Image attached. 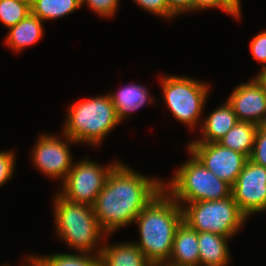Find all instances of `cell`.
Here are the masks:
<instances>
[{
	"instance_id": "obj_34",
	"label": "cell",
	"mask_w": 266,
	"mask_h": 266,
	"mask_svg": "<svg viewBox=\"0 0 266 266\" xmlns=\"http://www.w3.org/2000/svg\"><path fill=\"white\" fill-rule=\"evenodd\" d=\"M23 1H25L29 5H32L36 0H23Z\"/></svg>"
},
{
	"instance_id": "obj_12",
	"label": "cell",
	"mask_w": 266,
	"mask_h": 266,
	"mask_svg": "<svg viewBox=\"0 0 266 266\" xmlns=\"http://www.w3.org/2000/svg\"><path fill=\"white\" fill-rule=\"evenodd\" d=\"M227 102L239 121L258 125L266 112V94L253 78L233 89Z\"/></svg>"
},
{
	"instance_id": "obj_6",
	"label": "cell",
	"mask_w": 266,
	"mask_h": 266,
	"mask_svg": "<svg viewBox=\"0 0 266 266\" xmlns=\"http://www.w3.org/2000/svg\"><path fill=\"white\" fill-rule=\"evenodd\" d=\"M162 87V100L177 121L187 125L189 130L201 127V118L207 99L210 85L188 76L166 75L159 78Z\"/></svg>"
},
{
	"instance_id": "obj_24",
	"label": "cell",
	"mask_w": 266,
	"mask_h": 266,
	"mask_svg": "<svg viewBox=\"0 0 266 266\" xmlns=\"http://www.w3.org/2000/svg\"><path fill=\"white\" fill-rule=\"evenodd\" d=\"M143 11L150 12L159 18L174 19L175 16L170 12L166 0H133Z\"/></svg>"
},
{
	"instance_id": "obj_29",
	"label": "cell",
	"mask_w": 266,
	"mask_h": 266,
	"mask_svg": "<svg viewBox=\"0 0 266 266\" xmlns=\"http://www.w3.org/2000/svg\"><path fill=\"white\" fill-rule=\"evenodd\" d=\"M170 12L176 17L193 12L192 0H166Z\"/></svg>"
},
{
	"instance_id": "obj_21",
	"label": "cell",
	"mask_w": 266,
	"mask_h": 266,
	"mask_svg": "<svg viewBox=\"0 0 266 266\" xmlns=\"http://www.w3.org/2000/svg\"><path fill=\"white\" fill-rule=\"evenodd\" d=\"M31 13L43 22L65 18L81 8L80 0H36L30 5Z\"/></svg>"
},
{
	"instance_id": "obj_1",
	"label": "cell",
	"mask_w": 266,
	"mask_h": 266,
	"mask_svg": "<svg viewBox=\"0 0 266 266\" xmlns=\"http://www.w3.org/2000/svg\"><path fill=\"white\" fill-rule=\"evenodd\" d=\"M165 180L152 178L118 162L93 205L102 229L112 235L134 223L137 215L163 190Z\"/></svg>"
},
{
	"instance_id": "obj_18",
	"label": "cell",
	"mask_w": 266,
	"mask_h": 266,
	"mask_svg": "<svg viewBox=\"0 0 266 266\" xmlns=\"http://www.w3.org/2000/svg\"><path fill=\"white\" fill-rule=\"evenodd\" d=\"M44 22L36 15H29L18 24L8 28L5 44L15 52H21L27 47L38 43L44 35Z\"/></svg>"
},
{
	"instance_id": "obj_20",
	"label": "cell",
	"mask_w": 266,
	"mask_h": 266,
	"mask_svg": "<svg viewBox=\"0 0 266 266\" xmlns=\"http://www.w3.org/2000/svg\"><path fill=\"white\" fill-rule=\"evenodd\" d=\"M33 266H100L99 255L89 253H55L51 255H30Z\"/></svg>"
},
{
	"instance_id": "obj_15",
	"label": "cell",
	"mask_w": 266,
	"mask_h": 266,
	"mask_svg": "<svg viewBox=\"0 0 266 266\" xmlns=\"http://www.w3.org/2000/svg\"><path fill=\"white\" fill-rule=\"evenodd\" d=\"M100 266H152L133 241L106 243L99 254Z\"/></svg>"
},
{
	"instance_id": "obj_16",
	"label": "cell",
	"mask_w": 266,
	"mask_h": 266,
	"mask_svg": "<svg viewBox=\"0 0 266 266\" xmlns=\"http://www.w3.org/2000/svg\"><path fill=\"white\" fill-rule=\"evenodd\" d=\"M149 90L134 83H127L116 92H109L111 100L117 111V118L120 122L130 116L133 112L139 110L144 105H150L154 102V97L149 95ZM147 103V104H146Z\"/></svg>"
},
{
	"instance_id": "obj_19",
	"label": "cell",
	"mask_w": 266,
	"mask_h": 266,
	"mask_svg": "<svg viewBox=\"0 0 266 266\" xmlns=\"http://www.w3.org/2000/svg\"><path fill=\"white\" fill-rule=\"evenodd\" d=\"M257 129L258 125L254 123L238 121L217 143L249 158L254 147Z\"/></svg>"
},
{
	"instance_id": "obj_7",
	"label": "cell",
	"mask_w": 266,
	"mask_h": 266,
	"mask_svg": "<svg viewBox=\"0 0 266 266\" xmlns=\"http://www.w3.org/2000/svg\"><path fill=\"white\" fill-rule=\"evenodd\" d=\"M178 204L182 207L183 221L197 232H211L231 239L248 221L232 195L227 199Z\"/></svg>"
},
{
	"instance_id": "obj_9",
	"label": "cell",
	"mask_w": 266,
	"mask_h": 266,
	"mask_svg": "<svg viewBox=\"0 0 266 266\" xmlns=\"http://www.w3.org/2000/svg\"><path fill=\"white\" fill-rule=\"evenodd\" d=\"M38 137L31 153L32 165L48 178L62 183L74 163L70 145L77 143L65 134L62 136L64 139L47 133Z\"/></svg>"
},
{
	"instance_id": "obj_13",
	"label": "cell",
	"mask_w": 266,
	"mask_h": 266,
	"mask_svg": "<svg viewBox=\"0 0 266 266\" xmlns=\"http://www.w3.org/2000/svg\"><path fill=\"white\" fill-rule=\"evenodd\" d=\"M168 262L178 266H199L198 232L183 220L174 234Z\"/></svg>"
},
{
	"instance_id": "obj_10",
	"label": "cell",
	"mask_w": 266,
	"mask_h": 266,
	"mask_svg": "<svg viewBox=\"0 0 266 266\" xmlns=\"http://www.w3.org/2000/svg\"><path fill=\"white\" fill-rule=\"evenodd\" d=\"M186 147L209 171L231 187L249 159L219 143L189 142Z\"/></svg>"
},
{
	"instance_id": "obj_17",
	"label": "cell",
	"mask_w": 266,
	"mask_h": 266,
	"mask_svg": "<svg viewBox=\"0 0 266 266\" xmlns=\"http://www.w3.org/2000/svg\"><path fill=\"white\" fill-rule=\"evenodd\" d=\"M230 238L211 232H198L199 266H228Z\"/></svg>"
},
{
	"instance_id": "obj_8",
	"label": "cell",
	"mask_w": 266,
	"mask_h": 266,
	"mask_svg": "<svg viewBox=\"0 0 266 266\" xmlns=\"http://www.w3.org/2000/svg\"><path fill=\"white\" fill-rule=\"evenodd\" d=\"M119 161L101 165L88 157L73 163L58 193L66 200L93 206L108 174Z\"/></svg>"
},
{
	"instance_id": "obj_26",
	"label": "cell",
	"mask_w": 266,
	"mask_h": 266,
	"mask_svg": "<svg viewBox=\"0 0 266 266\" xmlns=\"http://www.w3.org/2000/svg\"><path fill=\"white\" fill-rule=\"evenodd\" d=\"M192 5L193 12L217 8L232 16L235 20L241 19V14H239L226 0H192Z\"/></svg>"
},
{
	"instance_id": "obj_31",
	"label": "cell",
	"mask_w": 266,
	"mask_h": 266,
	"mask_svg": "<svg viewBox=\"0 0 266 266\" xmlns=\"http://www.w3.org/2000/svg\"><path fill=\"white\" fill-rule=\"evenodd\" d=\"M239 14H242L240 0H226Z\"/></svg>"
},
{
	"instance_id": "obj_27",
	"label": "cell",
	"mask_w": 266,
	"mask_h": 266,
	"mask_svg": "<svg viewBox=\"0 0 266 266\" xmlns=\"http://www.w3.org/2000/svg\"><path fill=\"white\" fill-rule=\"evenodd\" d=\"M249 160L266 167V131L257 129L254 141V147L249 156Z\"/></svg>"
},
{
	"instance_id": "obj_28",
	"label": "cell",
	"mask_w": 266,
	"mask_h": 266,
	"mask_svg": "<svg viewBox=\"0 0 266 266\" xmlns=\"http://www.w3.org/2000/svg\"><path fill=\"white\" fill-rule=\"evenodd\" d=\"M249 47L252 57L266 67V29L253 36Z\"/></svg>"
},
{
	"instance_id": "obj_33",
	"label": "cell",
	"mask_w": 266,
	"mask_h": 266,
	"mask_svg": "<svg viewBox=\"0 0 266 266\" xmlns=\"http://www.w3.org/2000/svg\"><path fill=\"white\" fill-rule=\"evenodd\" d=\"M152 266H178V265H174L167 261V262L155 263V264H152Z\"/></svg>"
},
{
	"instance_id": "obj_23",
	"label": "cell",
	"mask_w": 266,
	"mask_h": 266,
	"mask_svg": "<svg viewBox=\"0 0 266 266\" xmlns=\"http://www.w3.org/2000/svg\"><path fill=\"white\" fill-rule=\"evenodd\" d=\"M81 7L87 5L91 11L102 18H112L118 10L120 0H80Z\"/></svg>"
},
{
	"instance_id": "obj_11",
	"label": "cell",
	"mask_w": 266,
	"mask_h": 266,
	"mask_svg": "<svg viewBox=\"0 0 266 266\" xmlns=\"http://www.w3.org/2000/svg\"><path fill=\"white\" fill-rule=\"evenodd\" d=\"M231 195L248 219L266 212V167L248 159L231 187Z\"/></svg>"
},
{
	"instance_id": "obj_2",
	"label": "cell",
	"mask_w": 266,
	"mask_h": 266,
	"mask_svg": "<svg viewBox=\"0 0 266 266\" xmlns=\"http://www.w3.org/2000/svg\"><path fill=\"white\" fill-rule=\"evenodd\" d=\"M182 220V207L164 189L137 215L140 239L134 243L152 264L169 260Z\"/></svg>"
},
{
	"instance_id": "obj_25",
	"label": "cell",
	"mask_w": 266,
	"mask_h": 266,
	"mask_svg": "<svg viewBox=\"0 0 266 266\" xmlns=\"http://www.w3.org/2000/svg\"><path fill=\"white\" fill-rule=\"evenodd\" d=\"M16 155L14 150H0V187L12 179L16 167Z\"/></svg>"
},
{
	"instance_id": "obj_35",
	"label": "cell",
	"mask_w": 266,
	"mask_h": 266,
	"mask_svg": "<svg viewBox=\"0 0 266 266\" xmlns=\"http://www.w3.org/2000/svg\"><path fill=\"white\" fill-rule=\"evenodd\" d=\"M10 264H6V263H4V264H1L0 266H9Z\"/></svg>"
},
{
	"instance_id": "obj_30",
	"label": "cell",
	"mask_w": 266,
	"mask_h": 266,
	"mask_svg": "<svg viewBox=\"0 0 266 266\" xmlns=\"http://www.w3.org/2000/svg\"><path fill=\"white\" fill-rule=\"evenodd\" d=\"M266 94V67L261 68L256 76L252 77Z\"/></svg>"
},
{
	"instance_id": "obj_32",
	"label": "cell",
	"mask_w": 266,
	"mask_h": 266,
	"mask_svg": "<svg viewBox=\"0 0 266 266\" xmlns=\"http://www.w3.org/2000/svg\"><path fill=\"white\" fill-rule=\"evenodd\" d=\"M258 128L261 131H266V112H265L263 118L261 119V121L259 122Z\"/></svg>"
},
{
	"instance_id": "obj_22",
	"label": "cell",
	"mask_w": 266,
	"mask_h": 266,
	"mask_svg": "<svg viewBox=\"0 0 266 266\" xmlns=\"http://www.w3.org/2000/svg\"><path fill=\"white\" fill-rule=\"evenodd\" d=\"M31 8L23 0H0V22L5 28H10L25 19Z\"/></svg>"
},
{
	"instance_id": "obj_14",
	"label": "cell",
	"mask_w": 266,
	"mask_h": 266,
	"mask_svg": "<svg viewBox=\"0 0 266 266\" xmlns=\"http://www.w3.org/2000/svg\"><path fill=\"white\" fill-rule=\"evenodd\" d=\"M202 120H204L200 127L202 136L191 142L217 143L239 121L227 101Z\"/></svg>"
},
{
	"instance_id": "obj_5",
	"label": "cell",
	"mask_w": 266,
	"mask_h": 266,
	"mask_svg": "<svg viewBox=\"0 0 266 266\" xmlns=\"http://www.w3.org/2000/svg\"><path fill=\"white\" fill-rule=\"evenodd\" d=\"M186 162L174 171L169 182H163V189L178 203H194L227 199L231 186L209 171L191 152Z\"/></svg>"
},
{
	"instance_id": "obj_4",
	"label": "cell",
	"mask_w": 266,
	"mask_h": 266,
	"mask_svg": "<svg viewBox=\"0 0 266 266\" xmlns=\"http://www.w3.org/2000/svg\"><path fill=\"white\" fill-rule=\"evenodd\" d=\"M62 134L79 144L100 146L105 137L120 125L109 93L80 99L67 108Z\"/></svg>"
},
{
	"instance_id": "obj_3",
	"label": "cell",
	"mask_w": 266,
	"mask_h": 266,
	"mask_svg": "<svg viewBox=\"0 0 266 266\" xmlns=\"http://www.w3.org/2000/svg\"><path fill=\"white\" fill-rule=\"evenodd\" d=\"M55 194L53 217L55 232L58 235L56 237L75 252L99 255L104 244L103 241L109 235L100 226L93 206L70 202L58 192Z\"/></svg>"
}]
</instances>
